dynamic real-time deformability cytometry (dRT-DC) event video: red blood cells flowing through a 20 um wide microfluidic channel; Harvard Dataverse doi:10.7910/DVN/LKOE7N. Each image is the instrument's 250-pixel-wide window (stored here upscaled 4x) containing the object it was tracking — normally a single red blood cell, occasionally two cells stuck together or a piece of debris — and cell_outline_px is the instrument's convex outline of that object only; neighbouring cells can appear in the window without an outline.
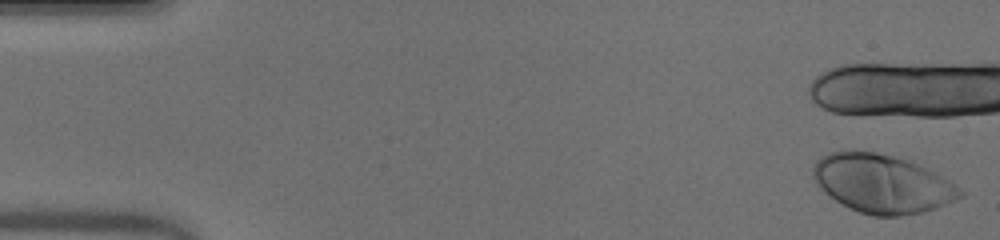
{"species": "human", "species_latin": "Homo sapiens", "temperature_condition": "warm", "stored_images_in_passage": 8, "camera_frame_rate_fps": 3000, "um_per_image_px": 0.085, "donor": {"sex": "male"}, "frame": {"image": 1, "passage_image": 1, "time_ms": 0.0, "image_size_px": [1000, 240], "cell_outline_px": [[964, 196], [956, 200], [936, 208], [924, 212], [900, 216], [872, 216], [860, 212], [836, 200], [824, 192], [820, 188], [812, 176], [812, 168], [816, 160], [820, 156], [828, 152], [852, 148], [876, 152], [892, 156], [916, 164], [948, 180], [960, 188], [964, 192]], "centroid_in_image_um": [74.94, 15.59], "position_along_channel_um": 10.1, "area_um2": 50.23}}